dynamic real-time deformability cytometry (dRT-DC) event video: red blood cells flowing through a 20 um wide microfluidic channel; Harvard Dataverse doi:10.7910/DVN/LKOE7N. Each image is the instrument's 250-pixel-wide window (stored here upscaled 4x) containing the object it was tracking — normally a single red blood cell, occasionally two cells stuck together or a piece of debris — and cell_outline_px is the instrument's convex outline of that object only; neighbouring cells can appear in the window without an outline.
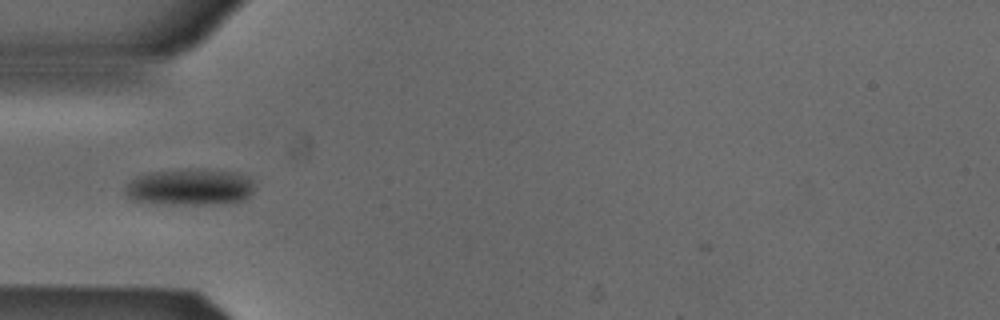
{"species": "Egyptian fruit bat (a non-hibernating species)", "species_latin": "Rousettus aegyptiacus", "temperature_condition": "cold", "stored_images_in_passage": 42, "camera_frame_rate_fps": 3000, "um_per_image_px": 0.085, "animal": {"sex": "male"}, "frame": {"image": 1, "passage_image": 10, "time_ms": 3.0, "image_size_px": [1000, 320], "cell_outline_px": [[252, 192], [244, 200], [220, 204], [152, 204], [132, 200], [124, 192], [124, 188], [136, 176], [148, 172], [236, 172], [248, 176], [252, 180]], "centroid_in_image_um": [16.1, 15.97], "position_along_channel_um": 68.9, "area_um2": 26.65}}
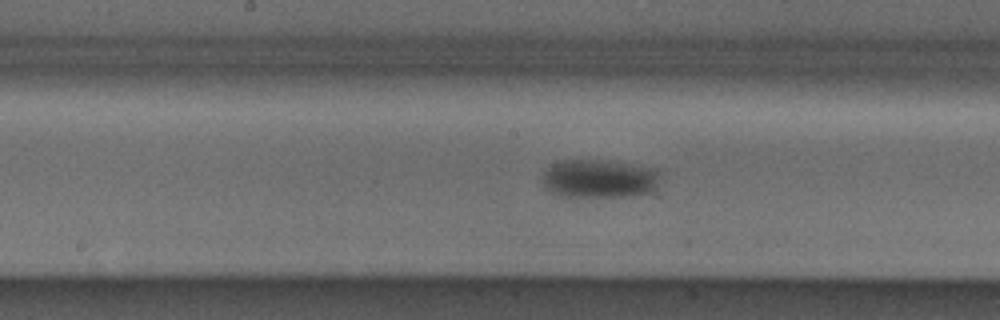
{"frame": {"image": 2, "passage_image": 20, "time_ms": 6.333, "image_size_px": [1000, 320], "cell_outline_px": [[660, 176], [656, 188], [652, 192], [632, 196], [572, 200], [560, 196], [544, 188], [544, 172], [552, 164], [564, 160], [600, 160], [656, 168], [660, 172]], "centroid_in_image_um": [50.94, 15.25], "position_along_channel_um": 197.3, "area_um2": 27.34}}
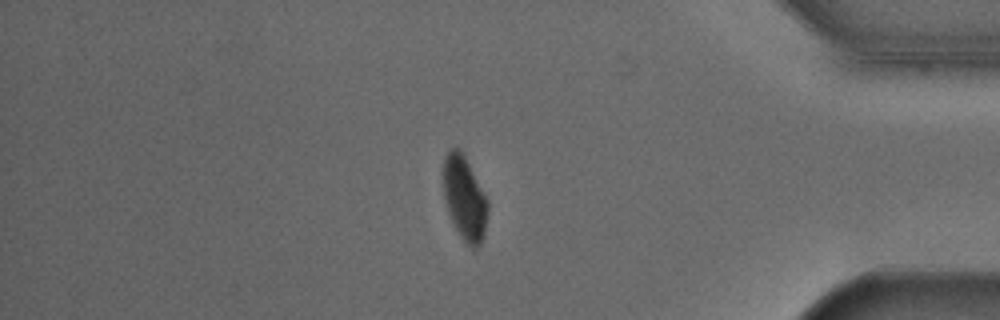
{"frame": {"image": 3, "passage_image": 38, "time_ms": 12.333, "image_size_px": [1000, 320], "cell_outline_px": [[488, 212], [484, 236], [480, 244], [476, 248], [472, 248], [460, 236], [452, 224], [444, 200], [444, 156], [452, 148], [460, 148], [464, 152], [488, 200]], "centroid_in_image_um": [39.5, 16.84], "position_along_channel_um": 395.7, "area_um2": 22.02}, "authors_computed_cell_mechanics": {"area_um2": 24.3627, "velocity_mm_per_s": 3.8604, "shape_relaxation_time_tau1_ms": 2.4572, "shape_relaxation_time_tau2_ms": null, "deformation_change_tau1": 0.0736, "deformation_change_tau2": null}}